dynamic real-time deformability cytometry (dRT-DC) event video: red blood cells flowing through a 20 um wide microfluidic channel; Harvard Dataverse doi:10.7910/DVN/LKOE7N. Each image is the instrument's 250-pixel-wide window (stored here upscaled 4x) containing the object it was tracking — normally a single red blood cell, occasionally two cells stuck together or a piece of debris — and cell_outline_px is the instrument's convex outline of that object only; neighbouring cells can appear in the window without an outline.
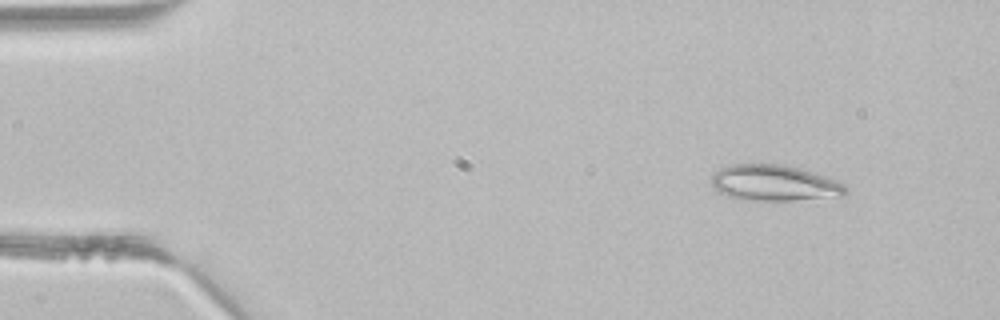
{"species": "common noctule bat (a hibernating species)", "species_latin": "Nyctalus noctula", "temperature_condition": "room temperature", "stored_images_in_passage": 4, "camera_frame_rate_fps": 3000, "um_per_image_px": 0.085, "animal": {"sex": "male", "body_mass_g": 21.5, "forearm_length_mm": 52.0}, "frame": {"image": 1, "passage_image": 1, "time_ms": 0.0, "image_size_px": [1000, 320], "cell_outline_px": [[848, 192], [844, 196], [792, 200], [756, 200], [728, 196], [712, 188], [712, 176], [720, 168], [732, 164], [780, 164], [796, 168], [824, 176], [836, 180], [844, 184], [848, 188]], "centroid_in_image_um": [65.83, 15.56], "position_along_channel_um": 19.2, "area_um2": 27.74}}